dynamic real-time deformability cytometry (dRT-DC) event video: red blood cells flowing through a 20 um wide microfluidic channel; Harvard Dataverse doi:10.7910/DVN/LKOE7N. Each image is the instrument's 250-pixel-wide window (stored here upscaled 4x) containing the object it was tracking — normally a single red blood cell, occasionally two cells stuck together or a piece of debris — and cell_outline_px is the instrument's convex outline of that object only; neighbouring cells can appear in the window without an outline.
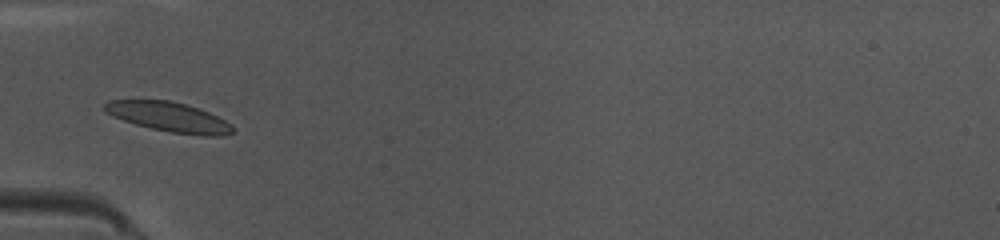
{"species": "common noctule bat (a hibernating species)", "species_latin": "Nyctalus noctula", "temperature_condition": "warm", "stored_images_in_passage": 34, "camera_frame_rate_fps": 3000, "um_per_image_px": 0.085, "animal": {"sex": "female", "body_mass_g": 10.0, "forearm_length_mm": 53.1}, "frame": {"image": 1, "passage_image": 1, "time_ms": 0.0, "image_size_px": [1000, 240], "cell_outline_px": [[232, 132], [224, 136], [204, 136], [172, 132], [152, 128], [136, 124], [112, 116], [104, 112], [104, 104], [112, 100], [168, 100], [184, 104], [208, 112], [232, 124]], "centroid_in_image_um": [14.35, 9.94], "position_along_channel_um": 70.6, "area_um2": 21.79}}
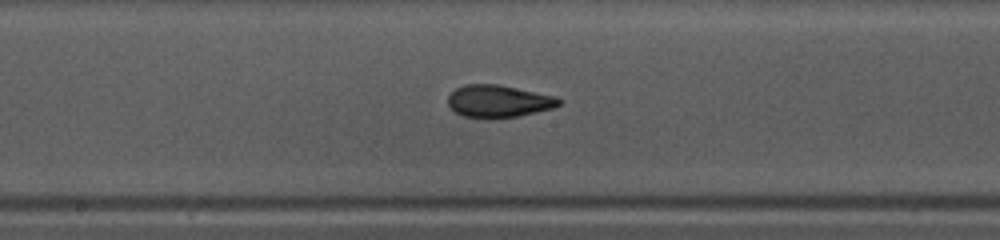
{"frame": {"image": 2, "passage_image": 11, "time_ms": 3.333, "image_size_px": [1000, 240], "cell_outline_px": [[564, 100], [560, 104], [552, 108], [516, 116], [492, 120], [464, 116], [456, 112], [448, 104], [448, 96], [456, 88], [464, 84], [496, 84], [556, 96]], "centroid_in_image_um": [42.37, 8.61], "position_along_channel_um": 205.8, "area_um2": 20.98}}
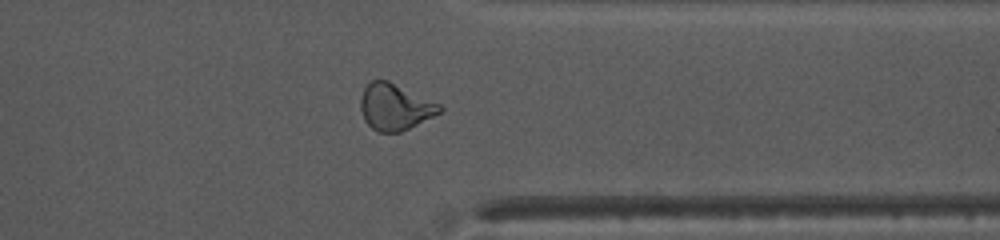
{"frame": {"image": 3, "passage_image": 24, "time_ms": 7.667, "image_size_px": [1000, 240], "cell_outline_px": [[444, 108], [440, 112], [400, 132], [376, 132], [364, 120], [360, 108], [360, 100], [364, 88], [372, 80], [388, 80], [440, 104]], "centroid_in_image_um": [33.54, 9.08], "position_along_channel_um": 377.9, "area_um2": 21.1}, "authors_computed_cell_mechanics": {"area_um2": 21.1259, "velocity_mm_per_s": 4.0138, "shape_relaxation_time_tau1_ms": 4.5718, "shape_relaxation_time_tau2_ms": 1.5579, "deformation_change_tau1": 0.164, "deformation_change_tau2": 0.0903}}